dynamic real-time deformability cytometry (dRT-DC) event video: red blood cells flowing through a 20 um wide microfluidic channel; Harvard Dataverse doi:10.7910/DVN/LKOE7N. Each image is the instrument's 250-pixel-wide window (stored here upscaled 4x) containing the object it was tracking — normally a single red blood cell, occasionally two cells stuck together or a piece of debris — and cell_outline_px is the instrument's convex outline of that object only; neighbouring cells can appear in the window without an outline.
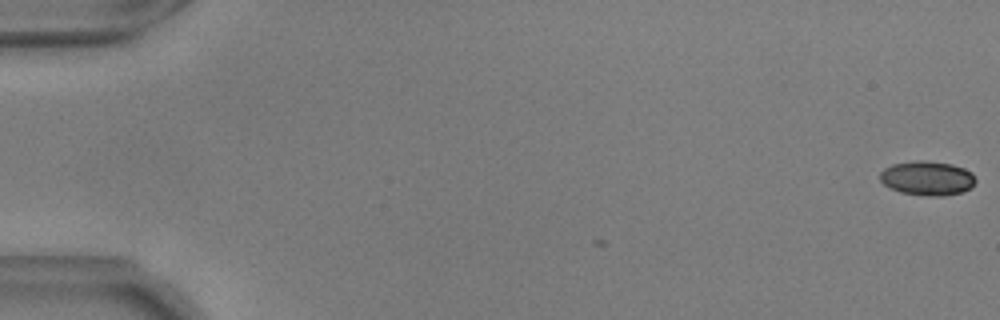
{"species": "common noctule bat (a hibernating species)", "species_latin": "Nyctalus noctula", "temperature_condition": "warm", "stored_images_in_passage": 3, "camera_frame_rate_fps": 3000, "um_per_image_px": 0.085, "animal": {"sex": "male", "body_mass_g": 17.9, "forearm_length_mm": 54.2}, "frame": {"image": 1, "passage_image": 3, "time_ms": 0.667, "image_size_px": [1000, 320], "cell_outline_px": [[976, 180], [972, 188], [964, 192], [944, 196], [932, 196], [900, 192], [884, 184], [880, 180], [880, 172], [884, 168], [892, 164], [916, 160], [924, 160], [952, 164], [964, 168], [972, 172]], "centroid_in_image_um": [78.85, 15.14], "position_along_channel_um": 6.1, "area_um2": 19.25}}